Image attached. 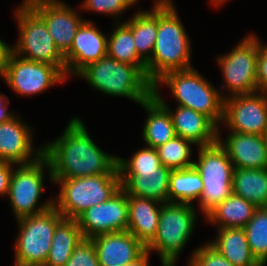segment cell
<instances>
[{"label":"cell","instance_id":"17","mask_svg":"<svg viewBox=\"0 0 267 266\" xmlns=\"http://www.w3.org/2000/svg\"><path fill=\"white\" fill-rule=\"evenodd\" d=\"M153 96L169 111L177 136L192 141L196 147L217 142L218 127L207 116L184 106L171 109L160 90H154Z\"/></svg>","mask_w":267,"mask_h":266},{"label":"cell","instance_id":"20","mask_svg":"<svg viewBox=\"0 0 267 266\" xmlns=\"http://www.w3.org/2000/svg\"><path fill=\"white\" fill-rule=\"evenodd\" d=\"M91 240L100 266H126L146 251V247L129 231L102 234Z\"/></svg>","mask_w":267,"mask_h":266},{"label":"cell","instance_id":"23","mask_svg":"<svg viewBox=\"0 0 267 266\" xmlns=\"http://www.w3.org/2000/svg\"><path fill=\"white\" fill-rule=\"evenodd\" d=\"M208 243L234 266H262L252 255L244 228H217L216 237Z\"/></svg>","mask_w":267,"mask_h":266},{"label":"cell","instance_id":"31","mask_svg":"<svg viewBox=\"0 0 267 266\" xmlns=\"http://www.w3.org/2000/svg\"><path fill=\"white\" fill-rule=\"evenodd\" d=\"M252 255L262 265H267V207L257 208L244 227Z\"/></svg>","mask_w":267,"mask_h":266},{"label":"cell","instance_id":"29","mask_svg":"<svg viewBox=\"0 0 267 266\" xmlns=\"http://www.w3.org/2000/svg\"><path fill=\"white\" fill-rule=\"evenodd\" d=\"M114 24L107 39V55L118 62L135 65L146 74V62L137 53L132 30L123 21Z\"/></svg>","mask_w":267,"mask_h":266},{"label":"cell","instance_id":"42","mask_svg":"<svg viewBox=\"0 0 267 266\" xmlns=\"http://www.w3.org/2000/svg\"><path fill=\"white\" fill-rule=\"evenodd\" d=\"M150 255L151 253L146 250L138 259L127 264L126 266H150Z\"/></svg>","mask_w":267,"mask_h":266},{"label":"cell","instance_id":"41","mask_svg":"<svg viewBox=\"0 0 267 266\" xmlns=\"http://www.w3.org/2000/svg\"><path fill=\"white\" fill-rule=\"evenodd\" d=\"M57 3H65L64 1L60 0H22L21 6L27 8H34L38 5L42 4H57Z\"/></svg>","mask_w":267,"mask_h":266},{"label":"cell","instance_id":"10","mask_svg":"<svg viewBox=\"0 0 267 266\" xmlns=\"http://www.w3.org/2000/svg\"><path fill=\"white\" fill-rule=\"evenodd\" d=\"M44 171L48 172L49 182L53 183L50 164L44 155L35 162L16 165L14 168L6 198L10 201L16 220L42 213L53 206V197L37 205L45 189Z\"/></svg>","mask_w":267,"mask_h":266},{"label":"cell","instance_id":"15","mask_svg":"<svg viewBox=\"0 0 267 266\" xmlns=\"http://www.w3.org/2000/svg\"><path fill=\"white\" fill-rule=\"evenodd\" d=\"M107 39L108 36L93 21L84 20L75 34L72 46L64 54L66 77L77 76L89 64L107 55Z\"/></svg>","mask_w":267,"mask_h":266},{"label":"cell","instance_id":"27","mask_svg":"<svg viewBox=\"0 0 267 266\" xmlns=\"http://www.w3.org/2000/svg\"><path fill=\"white\" fill-rule=\"evenodd\" d=\"M82 239L83 236L77 220L63 218L56 226L44 266H65Z\"/></svg>","mask_w":267,"mask_h":266},{"label":"cell","instance_id":"9","mask_svg":"<svg viewBox=\"0 0 267 266\" xmlns=\"http://www.w3.org/2000/svg\"><path fill=\"white\" fill-rule=\"evenodd\" d=\"M14 13L19 37L12 52L27 60L54 65L65 74L64 55L55 46L43 18L33 8L21 5Z\"/></svg>","mask_w":267,"mask_h":266},{"label":"cell","instance_id":"34","mask_svg":"<svg viewBox=\"0 0 267 266\" xmlns=\"http://www.w3.org/2000/svg\"><path fill=\"white\" fill-rule=\"evenodd\" d=\"M135 5L132 0H84L80 3V9L85 11H92L95 13H102L111 17H115L116 22H121V15L124 14V11H127L128 8ZM123 13V14H122ZM121 18V19H120ZM118 20V21H117Z\"/></svg>","mask_w":267,"mask_h":266},{"label":"cell","instance_id":"7","mask_svg":"<svg viewBox=\"0 0 267 266\" xmlns=\"http://www.w3.org/2000/svg\"><path fill=\"white\" fill-rule=\"evenodd\" d=\"M63 218L52 206L42 213L17 219L14 266H44L56 226Z\"/></svg>","mask_w":267,"mask_h":266},{"label":"cell","instance_id":"33","mask_svg":"<svg viewBox=\"0 0 267 266\" xmlns=\"http://www.w3.org/2000/svg\"><path fill=\"white\" fill-rule=\"evenodd\" d=\"M161 166L156 149L148 146L138 149L129 159L117 156L118 170H148Z\"/></svg>","mask_w":267,"mask_h":266},{"label":"cell","instance_id":"36","mask_svg":"<svg viewBox=\"0 0 267 266\" xmlns=\"http://www.w3.org/2000/svg\"><path fill=\"white\" fill-rule=\"evenodd\" d=\"M65 266H100L92 240L83 238L75 247Z\"/></svg>","mask_w":267,"mask_h":266},{"label":"cell","instance_id":"21","mask_svg":"<svg viewBox=\"0 0 267 266\" xmlns=\"http://www.w3.org/2000/svg\"><path fill=\"white\" fill-rule=\"evenodd\" d=\"M33 9L43 18L55 46L64 55L72 46L75 34L85 19L66 3L42 4Z\"/></svg>","mask_w":267,"mask_h":266},{"label":"cell","instance_id":"3","mask_svg":"<svg viewBox=\"0 0 267 266\" xmlns=\"http://www.w3.org/2000/svg\"><path fill=\"white\" fill-rule=\"evenodd\" d=\"M76 77L101 94L124 97L138 105L154 93V84L139 67L118 62L108 55L89 64Z\"/></svg>","mask_w":267,"mask_h":266},{"label":"cell","instance_id":"30","mask_svg":"<svg viewBox=\"0 0 267 266\" xmlns=\"http://www.w3.org/2000/svg\"><path fill=\"white\" fill-rule=\"evenodd\" d=\"M203 191V181L194 166L172 170L169 180V202L194 204Z\"/></svg>","mask_w":267,"mask_h":266},{"label":"cell","instance_id":"4","mask_svg":"<svg viewBox=\"0 0 267 266\" xmlns=\"http://www.w3.org/2000/svg\"><path fill=\"white\" fill-rule=\"evenodd\" d=\"M163 84L169 87L178 106L191 108L220 127L224 109L223 93L196 68L165 73L154 83V90H160Z\"/></svg>","mask_w":267,"mask_h":266},{"label":"cell","instance_id":"45","mask_svg":"<svg viewBox=\"0 0 267 266\" xmlns=\"http://www.w3.org/2000/svg\"><path fill=\"white\" fill-rule=\"evenodd\" d=\"M133 1V3L135 4L136 2H138L139 0H132Z\"/></svg>","mask_w":267,"mask_h":266},{"label":"cell","instance_id":"24","mask_svg":"<svg viewBox=\"0 0 267 266\" xmlns=\"http://www.w3.org/2000/svg\"><path fill=\"white\" fill-rule=\"evenodd\" d=\"M140 106L147 112L142 131L145 146L155 149L177 136L169 111L154 96Z\"/></svg>","mask_w":267,"mask_h":266},{"label":"cell","instance_id":"25","mask_svg":"<svg viewBox=\"0 0 267 266\" xmlns=\"http://www.w3.org/2000/svg\"><path fill=\"white\" fill-rule=\"evenodd\" d=\"M256 209L254 204L233 193L214 207L204 218L206 222L217 228H244Z\"/></svg>","mask_w":267,"mask_h":266},{"label":"cell","instance_id":"43","mask_svg":"<svg viewBox=\"0 0 267 266\" xmlns=\"http://www.w3.org/2000/svg\"><path fill=\"white\" fill-rule=\"evenodd\" d=\"M213 6L215 5L216 7L222 6L224 3H226L228 0H209Z\"/></svg>","mask_w":267,"mask_h":266},{"label":"cell","instance_id":"5","mask_svg":"<svg viewBox=\"0 0 267 266\" xmlns=\"http://www.w3.org/2000/svg\"><path fill=\"white\" fill-rule=\"evenodd\" d=\"M194 204L163 203L155 238L146 246L158 253L162 266H175L179 255L191 239L198 219Z\"/></svg>","mask_w":267,"mask_h":266},{"label":"cell","instance_id":"2","mask_svg":"<svg viewBox=\"0 0 267 266\" xmlns=\"http://www.w3.org/2000/svg\"><path fill=\"white\" fill-rule=\"evenodd\" d=\"M158 6V32L146 75L154 84L165 73L193 68L191 41L173 0H155Z\"/></svg>","mask_w":267,"mask_h":266},{"label":"cell","instance_id":"22","mask_svg":"<svg viewBox=\"0 0 267 266\" xmlns=\"http://www.w3.org/2000/svg\"><path fill=\"white\" fill-rule=\"evenodd\" d=\"M163 203L128 195L127 231L145 247L155 238Z\"/></svg>","mask_w":267,"mask_h":266},{"label":"cell","instance_id":"19","mask_svg":"<svg viewBox=\"0 0 267 266\" xmlns=\"http://www.w3.org/2000/svg\"><path fill=\"white\" fill-rule=\"evenodd\" d=\"M121 188L127 195L169 203V180L172 169L161 166L148 170H118Z\"/></svg>","mask_w":267,"mask_h":266},{"label":"cell","instance_id":"16","mask_svg":"<svg viewBox=\"0 0 267 266\" xmlns=\"http://www.w3.org/2000/svg\"><path fill=\"white\" fill-rule=\"evenodd\" d=\"M16 114L0 124V161L15 165L35 162L43 155V147L33 146V128Z\"/></svg>","mask_w":267,"mask_h":266},{"label":"cell","instance_id":"11","mask_svg":"<svg viewBox=\"0 0 267 266\" xmlns=\"http://www.w3.org/2000/svg\"><path fill=\"white\" fill-rule=\"evenodd\" d=\"M230 52L217 57L224 78L223 98L257 91L258 37L247 34ZM227 94V95H226Z\"/></svg>","mask_w":267,"mask_h":266},{"label":"cell","instance_id":"38","mask_svg":"<svg viewBox=\"0 0 267 266\" xmlns=\"http://www.w3.org/2000/svg\"><path fill=\"white\" fill-rule=\"evenodd\" d=\"M15 164L0 161V197H6Z\"/></svg>","mask_w":267,"mask_h":266},{"label":"cell","instance_id":"44","mask_svg":"<svg viewBox=\"0 0 267 266\" xmlns=\"http://www.w3.org/2000/svg\"><path fill=\"white\" fill-rule=\"evenodd\" d=\"M265 140H266V145H267V133L264 135Z\"/></svg>","mask_w":267,"mask_h":266},{"label":"cell","instance_id":"37","mask_svg":"<svg viewBox=\"0 0 267 266\" xmlns=\"http://www.w3.org/2000/svg\"><path fill=\"white\" fill-rule=\"evenodd\" d=\"M258 39L257 91L267 94V44Z\"/></svg>","mask_w":267,"mask_h":266},{"label":"cell","instance_id":"28","mask_svg":"<svg viewBox=\"0 0 267 266\" xmlns=\"http://www.w3.org/2000/svg\"><path fill=\"white\" fill-rule=\"evenodd\" d=\"M233 193L257 208L267 207V168H235L232 180Z\"/></svg>","mask_w":267,"mask_h":266},{"label":"cell","instance_id":"40","mask_svg":"<svg viewBox=\"0 0 267 266\" xmlns=\"http://www.w3.org/2000/svg\"><path fill=\"white\" fill-rule=\"evenodd\" d=\"M10 99L2 93H0V124L13 118L16 114L9 111L8 104Z\"/></svg>","mask_w":267,"mask_h":266},{"label":"cell","instance_id":"18","mask_svg":"<svg viewBox=\"0 0 267 266\" xmlns=\"http://www.w3.org/2000/svg\"><path fill=\"white\" fill-rule=\"evenodd\" d=\"M220 130L221 128H218L217 141L226 150L234 168H267V145L263 135L229 131L223 140Z\"/></svg>","mask_w":267,"mask_h":266},{"label":"cell","instance_id":"32","mask_svg":"<svg viewBox=\"0 0 267 266\" xmlns=\"http://www.w3.org/2000/svg\"><path fill=\"white\" fill-rule=\"evenodd\" d=\"M195 145L192 141L175 136L165 144L155 148L163 166L172 170L192 167V148Z\"/></svg>","mask_w":267,"mask_h":266},{"label":"cell","instance_id":"26","mask_svg":"<svg viewBox=\"0 0 267 266\" xmlns=\"http://www.w3.org/2000/svg\"><path fill=\"white\" fill-rule=\"evenodd\" d=\"M123 22L132 30L138 55L147 62L152 56L158 32V6L148 11L138 9L132 18Z\"/></svg>","mask_w":267,"mask_h":266},{"label":"cell","instance_id":"14","mask_svg":"<svg viewBox=\"0 0 267 266\" xmlns=\"http://www.w3.org/2000/svg\"><path fill=\"white\" fill-rule=\"evenodd\" d=\"M83 238L127 231L128 195L121 188L109 200L85 210L77 218Z\"/></svg>","mask_w":267,"mask_h":266},{"label":"cell","instance_id":"6","mask_svg":"<svg viewBox=\"0 0 267 266\" xmlns=\"http://www.w3.org/2000/svg\"><path fill=\"white\" fill-rule=\"evenodd\" d=\"M60 185L53 206L64 218L76 219L90 207L109 200L121 189L119 174H100L81 178L54 180Z\"/></svg>","mask_w":267,"mask_h":266},{"label":"cell","instance_id":"13","mask_svg":"<svg viewBox=\"0 0 267 266\" xmlns=\"http://www.w3.org/2000/svg\"><path fill=\"white\" fill-rule=\"evenodd\" d=\"M222 123L229 131L264 136L267 133V94L256 91L226 97Z\"/></svg>","mask_w":267,"mask_h":266},{"label":"cell","instance_id":"35","mask_svg":"<svg viewBox=\"0 0 267 266\" xmlns=\"http://www.w3.org/2000/svg\"><path fill=\"white\" fill-rule=\"evenodd\" d=\"M204 244L190 253L188 266H234L208 242Z\"/></svg>","mask_w":267,"mask_h":266},{"label":"cell","instance_id":"12","mask_svg":"<svg viewBox=\"0 0 267 266\" xmlns=\"http://www.w3.org/2000/svg\"><path fill=\"white\" fill-rule=\"evenodd\" d=\"M68 78L56 66L19 57L11 52L3 80L15 94L33 96L66 82Z\"/></svg>","mask_w":267,"mask_h":266},{"label":"cell","instance_id":"8","mask_svg":"<svg viewBox=\"0 0 267 266\" xmlns=\"http://www.w3.org/2000/svg\"><path fill=\"white\" fill-rule=\"evenodd\" d=\"M197 160L194 167L203 181V191L198 202L205 217L214 207L233 194L232 180L234 165L226 150L216 143L197 147Z\"/></svg>","mask_w":267,"mask_h":266},{"label":"cell","instance_id":"1","mask_svg":"<svg viewBox=\"0 0 267 266\" xmlns=\"http://www.w3.org/2000/svg\"><path fill=\"white\" fill-rule=\"evenodd\" d=\"M91 137L83 121L75 116L59 137L51 143L42 144L53 181L119 174L117 156L104 152Z\"/></svg>","mask_w":267,"mask_h":266},{"label":"cell","instance_id":"39","mask_svg":"<svg viewBox=\"0 0 267 266\" xmlns=\"http://www.w3.org/2000/svg\"><path fill=\"white\" fill-rule=\"evenodd\" d=\"M12 46L0 39V78L3 79Z\"/></svg>","mask_w":267,"mask_h":266}]
</instances>
